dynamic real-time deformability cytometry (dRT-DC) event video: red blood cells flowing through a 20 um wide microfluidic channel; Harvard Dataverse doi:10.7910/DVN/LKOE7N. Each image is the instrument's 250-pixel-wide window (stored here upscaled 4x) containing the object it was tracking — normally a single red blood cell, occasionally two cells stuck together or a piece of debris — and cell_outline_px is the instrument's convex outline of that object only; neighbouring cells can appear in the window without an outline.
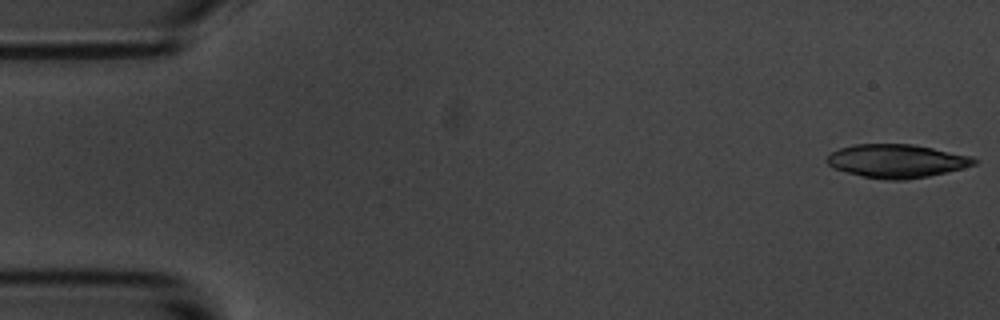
{"species": "common noctule bat (a hibernating species)", "species_latin": "Nyctalus noctula", "temperature_condition": "room temperature", "stored_images_in_passage": 6, "camera_frame_rate_fps": 3000, "um_per_image_px": 0.085, "animal": {"sex": "male", "body_mass_g": 20.1, "forearm_length_mm": 53.5}, "frame": {"image": 1, "passage_image": 1, "time_ms": 0.0, "image_size_px": [1000, 320], "cell_outline_px": [[980, 160], [976, 164], [928, 176], [908, 180], [884, 180], [844, 172], [832, 168], [824, 160], [832, 152], [840, 148], [856, 144], [912, 144], [972, 156]], "centroid_in_image_um": [76.19, 13.69], "position_along_channel_um": 8.8, "area_um2": 28.67}}